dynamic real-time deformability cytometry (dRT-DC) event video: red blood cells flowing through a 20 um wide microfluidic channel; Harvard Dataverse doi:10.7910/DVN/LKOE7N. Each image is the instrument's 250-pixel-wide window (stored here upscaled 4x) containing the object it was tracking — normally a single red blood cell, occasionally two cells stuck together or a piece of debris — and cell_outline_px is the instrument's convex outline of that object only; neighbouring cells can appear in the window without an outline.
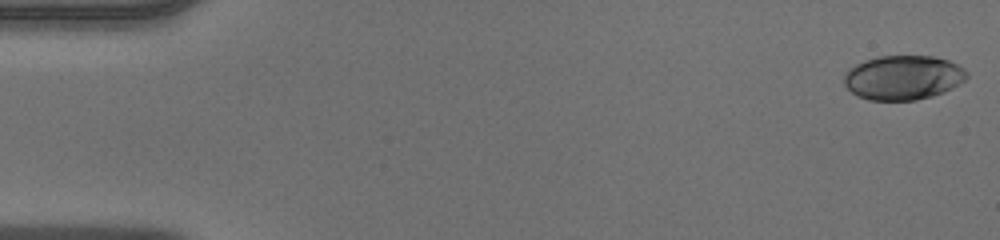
{"species": "human", "species_latin": "Homo sapiens", "temperature_condition": "warm", "stored_images_in_passage": 29, "camera_frame_rate_fps": 3000, "um_per_image_px": 0.085, "donor": {"sex": "male"}, "frame": {"image": 1, "passage_image": 1, "time_ms": 0.0, "image_size_px": [1000, 240], "cell_outline_px": [[968, 76], [964, 80], [952, 88], [944, 92], [932, 96], [916, 100], [868, 100], [856, 96], [844, 84], [844, 72], [848, 68], [864, 60], [876, 56], [932, 56], [948, 60], [964, 68], [968, 72]], "centroid_in_image_um": [76.74, 6.59], "position_along_channel_um": 8.3, "area_um2": 31.96}}
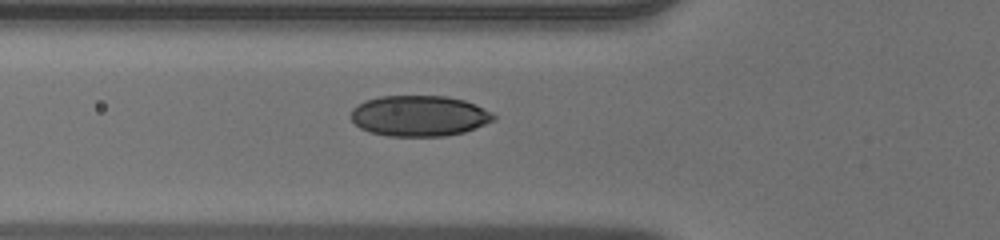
{"frame": {"image": 2, "passage_image": 17, "time_ms": 5.333, "image_size_px": [1000, 240], "cell_outline_px": [[496, 120], [464, 132], [444, 136], [388, 136], [372, 132], [360, 128], [348, 116], [352, 108], [356, 104], [364, 100], [380, 96], [448, 96], [464, 100], [476, 104], [492, 112], [496, 116]], "centroid_in_image_um": [35.62, 9.84], "position_along_channel_um": 90.2, "area_um2": 34.22}}
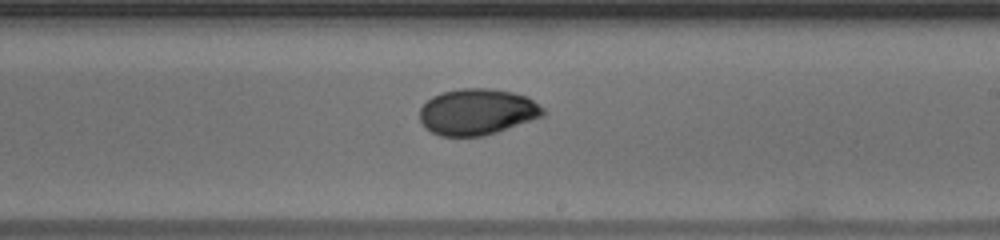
{"frame": {"image": 3, "passage_image": 28, "time_ms": 9.0, "image_size_px": [1000, 240], "cell_outline_px": [[548, 112], [544, 116], [484, 136], [440, 136], [424, 128], [420, 120], [420, 108], [432, 96], [440, 92], [460, 88], [488, 88], [512, 92], [528, 96], [544, 108]], "centroid_in_image_um": [40.57, 9.5], "position_along_channel_um": 248.4, "area_um2": 33.47}}